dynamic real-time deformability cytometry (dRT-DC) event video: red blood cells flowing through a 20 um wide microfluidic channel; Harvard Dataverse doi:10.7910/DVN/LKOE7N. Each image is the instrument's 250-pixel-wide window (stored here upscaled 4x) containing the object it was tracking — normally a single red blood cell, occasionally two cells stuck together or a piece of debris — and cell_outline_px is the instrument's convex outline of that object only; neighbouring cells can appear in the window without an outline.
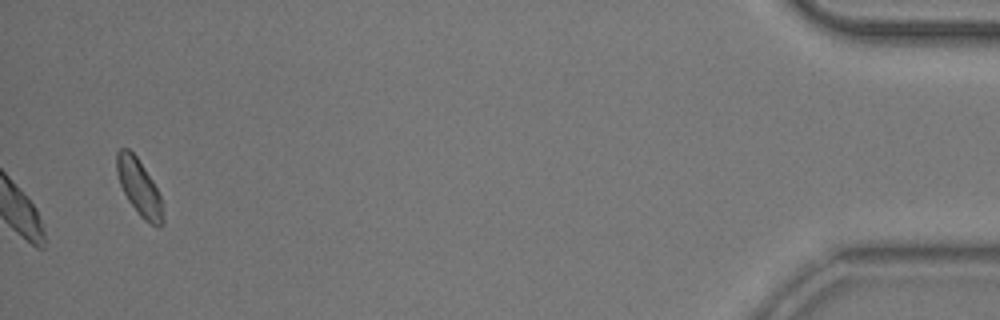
{"species": "common noctule bat (a hibernating species)", "species_latin": "Nyctalus noctula", "temperature_condition": "room temperature", "stored_images_in_passage": 40, "camera_frame_rate_fps": 3000, "um_per_image_px": 0.085, "animal": {"sex": "male", "body_mass_g": 20.5, "forearm_length_mm": 52.5}, "frame": {"image": 1, "passage_image": 40, "time_ms": 13.0, "image_size_px": [1000, 320], "cell_outline_px": [[164, 224], [160, 228], [144, 220], [140, 216], [128, 200], [120, 184], [116, 172], [116, 152], [120, 148], [128, 148], [136, 156], [152, 180], [160, 196], [164, 220]], "centroid_in_image_um": [11.82, 15.94], "position_along_channel_um": 423.4, "area_um2": 15.03}, "authors_computed_cell_mechanics": {"area_um2": 18.3515, "velocity_mm_per_s": 3.7775, "shape_relaxation_time_tau1_ms": 2.0532, "shape_relaxation_time_tau2_ms": 4.5167, "deformation_change_tau1": 0.0657, "deformation_change_tau2": 0.0986}}